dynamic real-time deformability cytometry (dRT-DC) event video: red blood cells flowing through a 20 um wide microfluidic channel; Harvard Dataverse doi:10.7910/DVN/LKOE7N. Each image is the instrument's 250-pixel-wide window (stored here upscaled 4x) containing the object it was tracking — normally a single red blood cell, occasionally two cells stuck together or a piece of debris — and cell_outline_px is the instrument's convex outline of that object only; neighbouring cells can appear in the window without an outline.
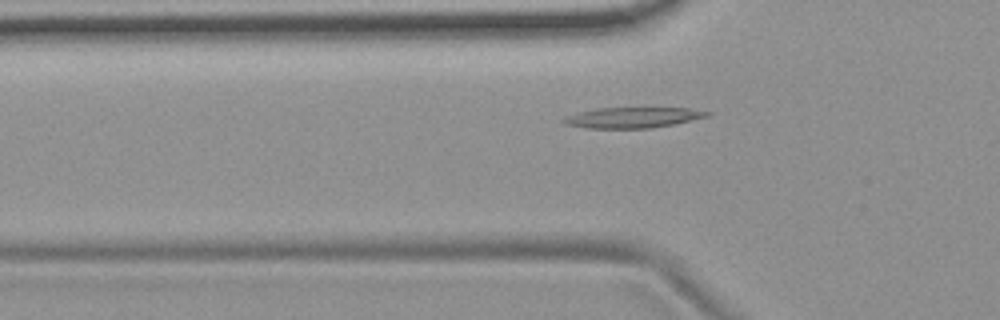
{"species": "common noctule bat (a hibernating species)", "species_latin": "Nyctalus noctula", "temperature_condition": "room temperature", "stored_images_in_passage": 42, "camera_frame_rate_fps": 3000, "um_per_image_px": 0.085, "animal": {"sex": "female", "body_mass_g": 19.9}, "frame": {"image": 1, "passage_image": 6, "time_ms": 1.667, "image_size_px": [1000, 320], "cell_outline_px": [[712, 112], [708, 116], [676, 124], [652, 128], [588, 128], [568, 124], [560, 120], [564, 116], [596, 108], [688, 108]], "centroid_in_image_um": [53.8, 9.99], "position_along_channel_um": 72.0, "area_um2": 17.17}}
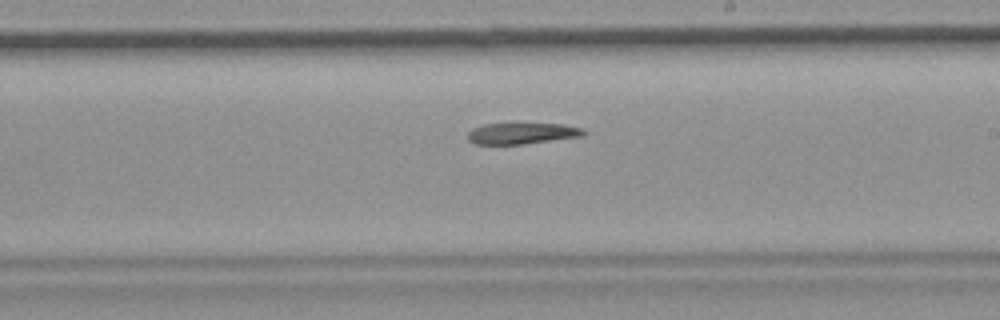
{"frame": {"image": 2, "passage_image": 20, "time_ms": 6.333, "image_size_px": [1000, 320], "cell_outline_px": [[588, 132], [584, 136], [524, 144], [476, 144], [468, 140], [468, 132], [472, 128], [484, 124], [508, 120], [564, 124], [584, 128]], "centroid_in_image_um": [44.4, 11.27], "position_along_channel_um": 244.6, "area_um2": 15.55}}
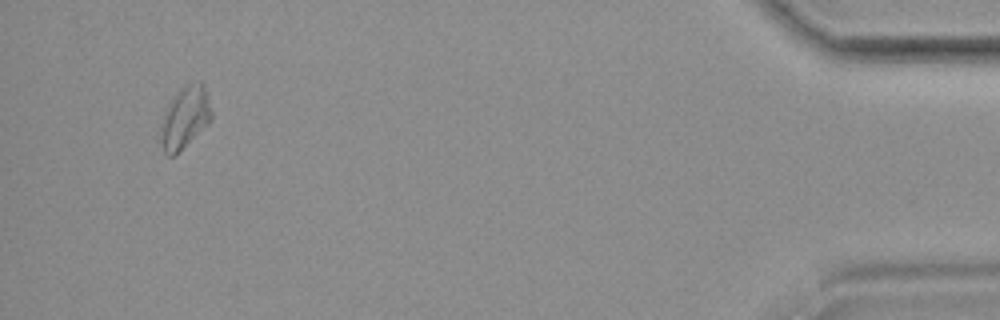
{"frame": {"image": 3, "passage_image": 40, "time_ms": 13.0, "image_size_px": [1000, 320], "cell_outline_px": [[212, 116], [208, 124], [176, 156], [168, 156], [164, 152], [160, 140], [160, 124], [168, 104], [176, 92], [188, 84], [200, 80], [204, 84], [208, 96], [212, 112]], "centroid_in_image_um": [15.71, 10.01], "position_along_channel_um": 419.5, "area_um2": 18.55}}